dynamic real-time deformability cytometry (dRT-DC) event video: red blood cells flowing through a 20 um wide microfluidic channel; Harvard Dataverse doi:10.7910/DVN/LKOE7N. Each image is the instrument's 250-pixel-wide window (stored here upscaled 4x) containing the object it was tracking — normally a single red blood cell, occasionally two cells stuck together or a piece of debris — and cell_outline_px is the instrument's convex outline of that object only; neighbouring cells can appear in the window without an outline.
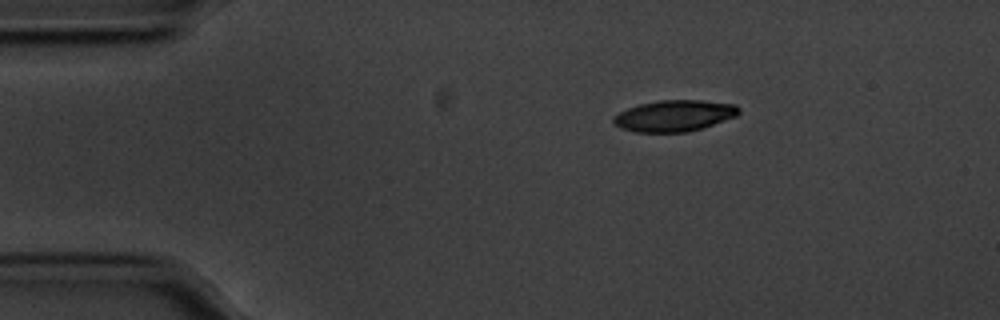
{"species": "common noctule bat (a hibernating species)", "species_latin": "Nyctalus noctula", "temperature_condition": "cold", "stored_images_in_passage": 45, "camera_frame_rate_fps": 3000, "um_per_image_px": 0.085, "animal": {"sex": "male", "body_mass_g": 20.1, "forearm_length_mm": 53.5}, "frame": {"image": 1, "passage_image": 1, "time_ms": 0.0, "image_size_px": [1000, 320], "cell_outline_px": [[740, 112], [736, 116], [688, 132], [636, 132], [620, 128], [612, 120], [612, 116], [628, 108], [640, 104], [660, 100], [700, 100], [736, 104], [740, 108]], "centroid_in_image_um": [57.31, 9.83], "position_along_channel_um": 27.7, "area_um2": 22.72}}
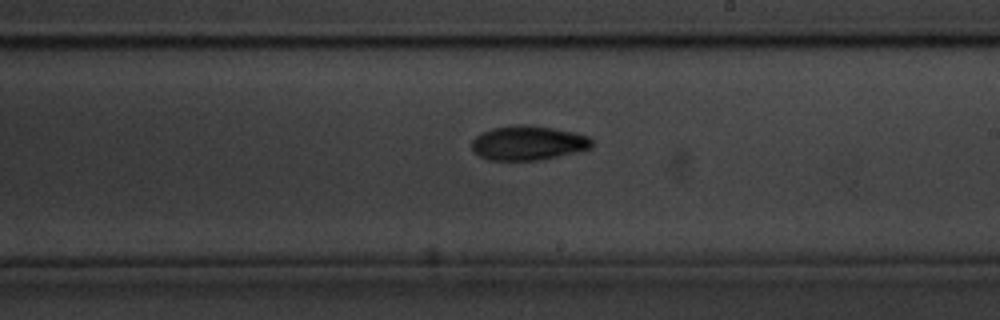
{"frame": {"image": 2, "passage_image": 24, "time_ms": 7.667, "image_size_px": [1000, 320], "cell_outline_px": [[592, 148], [540, 160], [488, 160], [480, 156], [472, 148], [472, 140], [480, 132], [492, 128], [516, 124], [528, 124], [576, 132], [588, 136], [592, 140]], "centroid_in_image_um": [44.88, 12.14], "position_along_channel_um": 244.1, "area_um2": 24.16}}
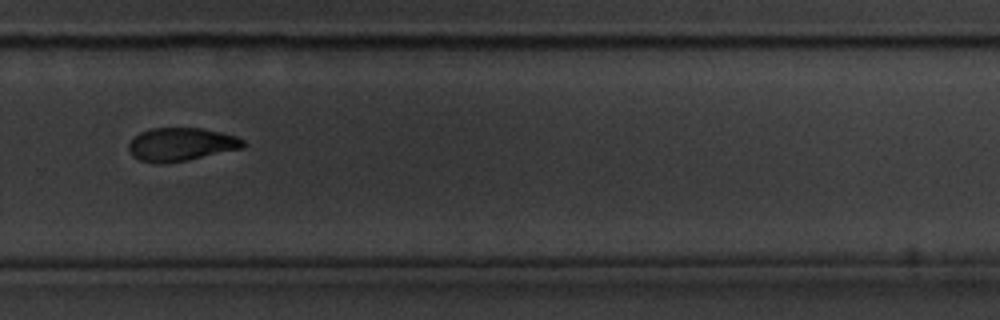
{"frame": {"image": 3, "passage_image": 30, "time_ms": 9.667, "image_size_px": [1000, 320], "cell_outline_px": [[244, 148], [188, 160], [140, 160], [132, 156], [128, 152], [128, 144], [140, 132], [152, 128], [200, 128], [220, 132], [236, 136], [244, 140]], "centroid_in_image_um": [15.43, 12.23], "position_along_channel_um": 314.4, "area_um2": 21.5}, "authors_computed_cell_mechanics": {"area_um2": 22.831, "velocity_mm_per_s": 3.5379, "shape_relaxation_time_tau1_ms": 2.7159, "shape_relaxation_time_tau2_ms": null, "deformation_change_tau1": 0.1018, "deformation_change_tau2": null}}